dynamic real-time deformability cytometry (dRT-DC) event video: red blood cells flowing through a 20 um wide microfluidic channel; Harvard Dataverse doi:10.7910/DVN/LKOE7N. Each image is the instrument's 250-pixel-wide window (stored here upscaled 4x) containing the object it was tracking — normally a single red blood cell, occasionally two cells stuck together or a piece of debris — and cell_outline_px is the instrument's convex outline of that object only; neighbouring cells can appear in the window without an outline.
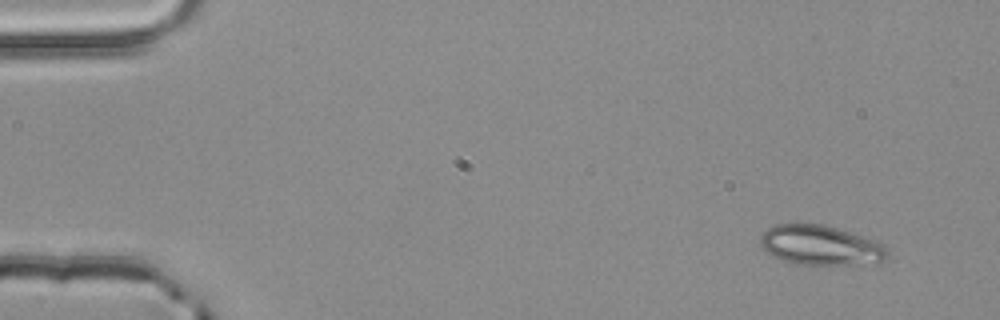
{"species": "common noctule bat (a hibernating species)", "species_latin": "Nyctalus noctula", "temperature_condition": "room temperature", "stored_images_in_passage": 4, "camera_frame_rate_fps": 3000, "um_per_image_px": 0.085, "animal": {"sex": "male", "body_mass_g": 20.4}, "frame": {"image": 1, "passage_image": 1, "time_ms": 0.0, "image_size_px": [1000, 320], "cell_outline_px": [[888, 252], [884, 260], [844, 264], [796, 264], [784, 260], [768, 252], [760, 244], [760, 236], [768, 228], [776, 224], [820, 224], [836, 228], [876, 240], [884, 244]], "centroid_in_image_um": [69.72, 20.83], "position_along_channel_um": 15.3, "area_um2": 28.73}}